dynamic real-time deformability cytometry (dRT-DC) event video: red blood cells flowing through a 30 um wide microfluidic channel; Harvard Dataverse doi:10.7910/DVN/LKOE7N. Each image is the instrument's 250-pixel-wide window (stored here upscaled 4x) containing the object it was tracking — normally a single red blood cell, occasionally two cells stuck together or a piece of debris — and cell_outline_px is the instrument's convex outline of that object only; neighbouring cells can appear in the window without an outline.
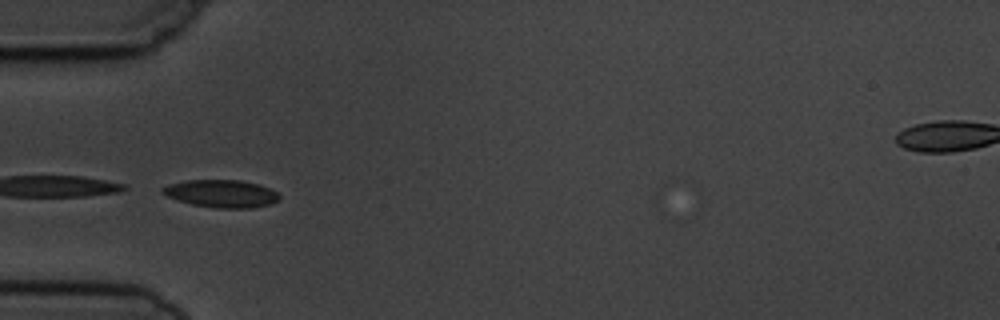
{"species": "common noctule bat (a hibernating species)", "species_latin": "Nyctalus noctula", "temperature_condition": "cold", "stored_images_in_passage": 10, "camera_frame_rate_fps": 3000, "um_per_image_px": 0.085, "animal": {"sex": "male", "body_mass_g": 19.5, "forearm_length_mm": 54.6}, "frame": {"image": 1, "passage_image": 5, "time_ms": 4.667, "image_size_px": [1000, 320], "cell_outline_px": [[280, 200], [272, 204], [252, 208], [216, 208], [192, 204], [168, 196], [160, 192], [160, 188], [168, 184], [188, 180], [240, 180], [260, 184], [276, 192], [280, 196]], "centroid_in_image_um": [18.84, 16.45], "position_along_channel_um": 66.2, "area_um2": 18.84}}
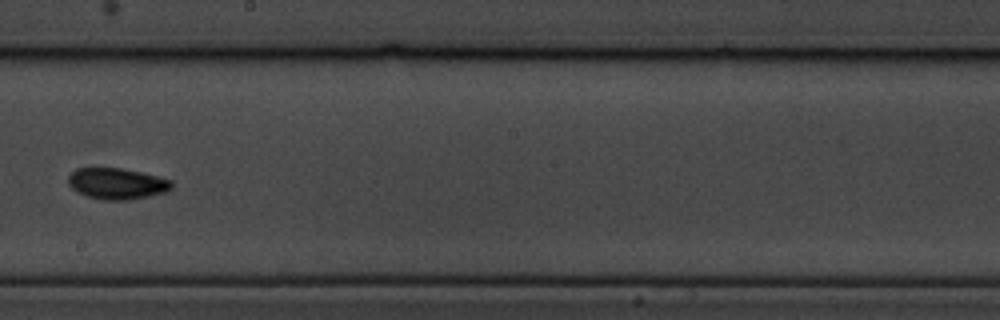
{"frame": {"image": 2, "passage_image": 9, "time_ms": 9.333, "image_size_px": [1000, 320], "cell_outline_px": [[172, 188], [168, 192], [128, 200], [104, 200], [88, 196], [76, 192], [68, 184], [68, 176], [76, 168], [120, 168], [140, 172], [172, 180]], "centroid_in_image_um": [9.93, 15.61], "position_along_channel_um": 238.3, "area_um2": 18.79}}
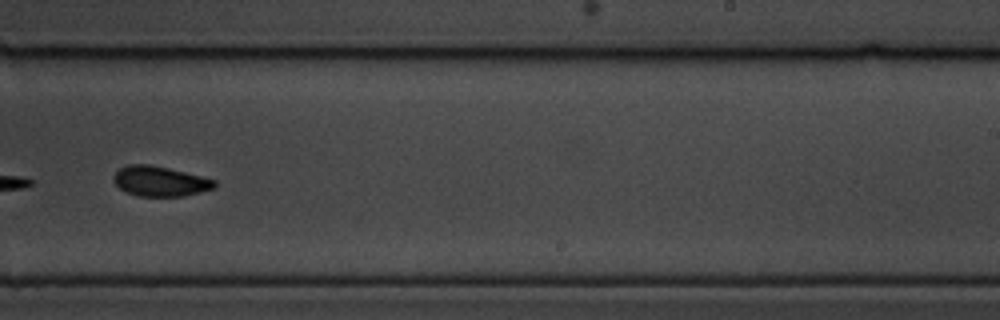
{"frame": {"image": 3, "passage_image": 10, "time_ms": 10.333, "image_size_px": [1000, 320], "cell_outline_px": [[216, 188], [184, 196], [136, 196], [124, 192], [112, 180], [112, 176], [120, 168], [128, 164], [148, 164], [168, 168], [216, 180]], "centroid_in_image_um": [13.57, 15.41], "position_along_channel_um": 275.4, "area_um2": 17.74}}